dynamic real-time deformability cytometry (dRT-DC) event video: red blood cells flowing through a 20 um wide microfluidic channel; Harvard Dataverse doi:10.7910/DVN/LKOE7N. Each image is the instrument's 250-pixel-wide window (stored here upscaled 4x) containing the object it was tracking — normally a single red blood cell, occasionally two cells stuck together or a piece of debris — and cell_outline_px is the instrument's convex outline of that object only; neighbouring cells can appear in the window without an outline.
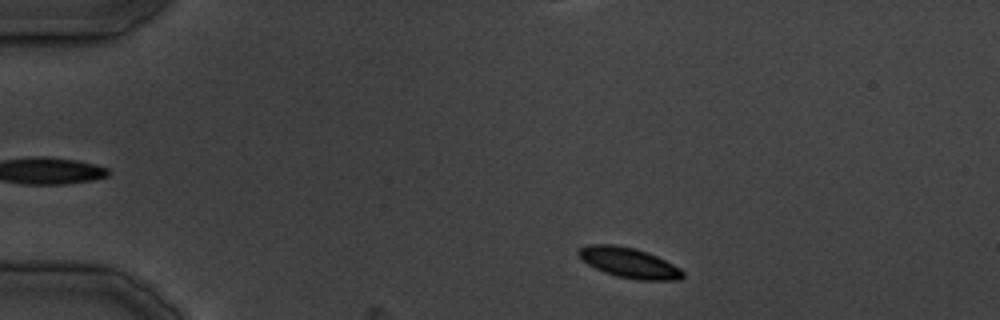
{"species": "common noctule bat (a hibernating species)", "species_latin": "Nyctalus noctula", "temperature_condition": "cold", "stored_images_in_passage": 7, "camera_frame_rate_fps": 3000, "um_per_image_px": 0.085, "animal": {"sex": "male", "body_mass_g": 19.5, "forearm_length_mm": 54.6}, "frame": {"image": 1, "passage_image": 2, "time_ms": 1.333, "image_size_px": [1000, 320], "cell_outline_px": [[684, 276], [680, 280], [640, 280], [616, 276], [604, 272], [588, 264], [576, 252], [580, 248], [588, 244], [616, 244], [636, 248], [656, 256], [680, 268], [684, 272]], "centroid_in_image_um": [53.47, 22.33], "position_along_channel_um": 31.5, "area_um2": 18.26}}